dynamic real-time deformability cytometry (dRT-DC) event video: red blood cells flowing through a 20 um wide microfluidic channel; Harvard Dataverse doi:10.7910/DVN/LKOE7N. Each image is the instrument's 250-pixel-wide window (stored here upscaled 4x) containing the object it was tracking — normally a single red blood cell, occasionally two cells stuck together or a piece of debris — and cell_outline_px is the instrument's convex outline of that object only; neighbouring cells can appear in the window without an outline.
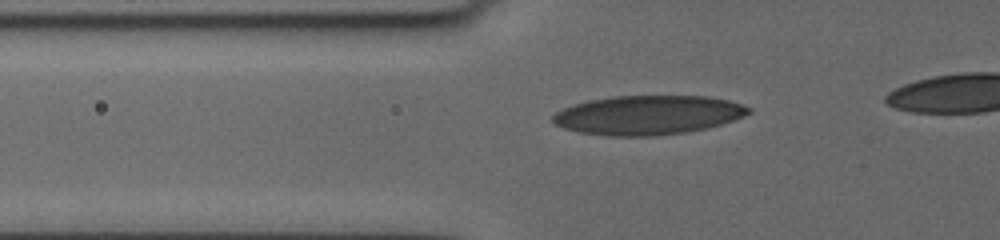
{"species": "human", "species_latin": "Homo sapiens", "temperature_condition": "cold", "stored_images_in_passage": 41, "camera_frame_rate_fps": 3000, "um_per_image_px": 0.085, "donor": {"sex": "female"}, "frame": {"image": 1, "passage_image": 15, "time_ms": 5.333, "image_size_px": [1000, 240], "cell_outline_px": [[752, 112], [744, 116], [720, 124], [688, 132], [656, 136], [608, 136], [580, 132], [564, 128], [556, 124], [552, 120], [552, 116], [556, 112], [564, 108], [588, 100], [612, 96], [708, 96], [728, 100], [752, 108]], "centroid_in_image_um": [55.08, 9.78], "position_along_channel_um": 70.7, "area_um2": 44.62}}
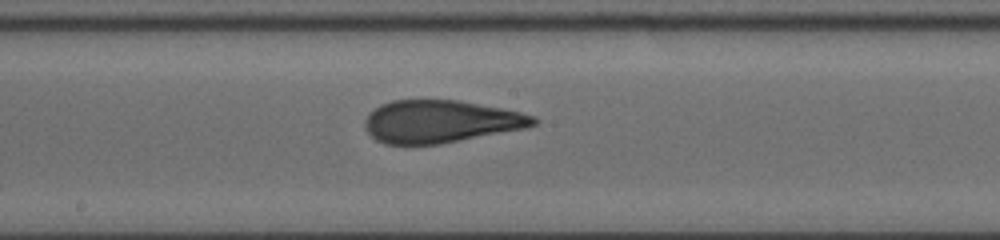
{"frame": {"image": 2, "passage_image": 25, "time_ms": 9.333, "image_size_px": [1000, 240], "cell_outline_px": [[540, 120], [536, 124], [524, 128], [436, 144], [384, 144], [376, 140], [368, 132], [364, 124], [364, 120], [368, 112], [380, 104], [392, 100], [456, 100], [500, 108], [520, 112], [536, 116]], "centroid_in_image_um": [37.4, 10.32], "position_along_channel_um": 210.8, "area_um2": 41.44}}
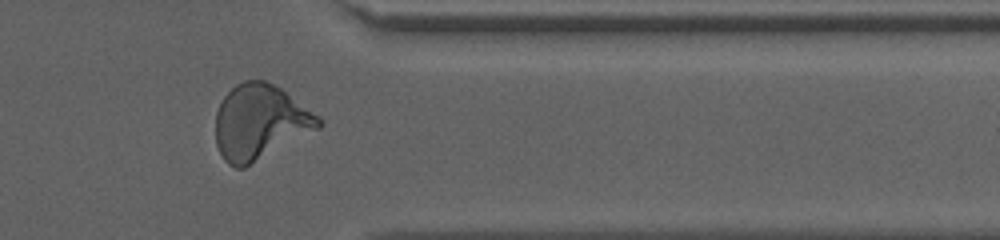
{"frame": {"image": 3, "passage_image": 37, "time_ms": 14.333, "image_size_px": [1000, 240], "cell_outline_px": [[324, 124], [320, 128], [244, 168], [236, 168], [228, 164], [224, 160], [216, 144], [216, 112], [224, 96], [236, 84], [244, 80], [264, 80], [280, 88], [320, 116], [324, 120]], "centroid_in_image_um": [22.11, 10.39], "position_along_channel_um": 389.3, "area_um2": 44.97}}